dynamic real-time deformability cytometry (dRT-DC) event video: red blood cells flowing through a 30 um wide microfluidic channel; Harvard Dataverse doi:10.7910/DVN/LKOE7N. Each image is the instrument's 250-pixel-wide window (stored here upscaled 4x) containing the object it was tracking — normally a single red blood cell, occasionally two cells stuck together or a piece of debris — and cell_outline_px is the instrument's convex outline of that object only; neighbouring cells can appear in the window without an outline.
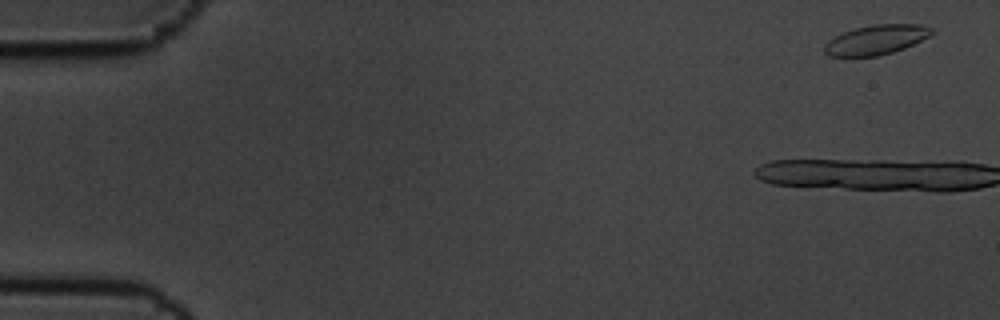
{"species": "common noctule bat (a hibernating species)", "species_latin": "Nyctalus noctula", "temperature_condition": "cold", "stored_images_in_passage": 7, "camera_frame_rate_fps": 3000, "um_per_image_px": 0.085, "animal": {"sex": "male", "body_mass_g": 19.5, "forearm_length_mm": 54.6}, "frame": {"image": 1, "passage_image": 1, "time_ms": 0.0, "image_size_px": [1000, 320], "cell_outline_px": [[932, 32], [928, 36], [904, 48], [880, 56], [828, 56], [824, 52], [824, 44], [828, 40], [852, 28], [872, 24], [920, 24], [932, 28]], "centroid_in_image_um": [74.42, 3.37], "position_along_channel_um": 10.6, "area_um2": 18.44}}